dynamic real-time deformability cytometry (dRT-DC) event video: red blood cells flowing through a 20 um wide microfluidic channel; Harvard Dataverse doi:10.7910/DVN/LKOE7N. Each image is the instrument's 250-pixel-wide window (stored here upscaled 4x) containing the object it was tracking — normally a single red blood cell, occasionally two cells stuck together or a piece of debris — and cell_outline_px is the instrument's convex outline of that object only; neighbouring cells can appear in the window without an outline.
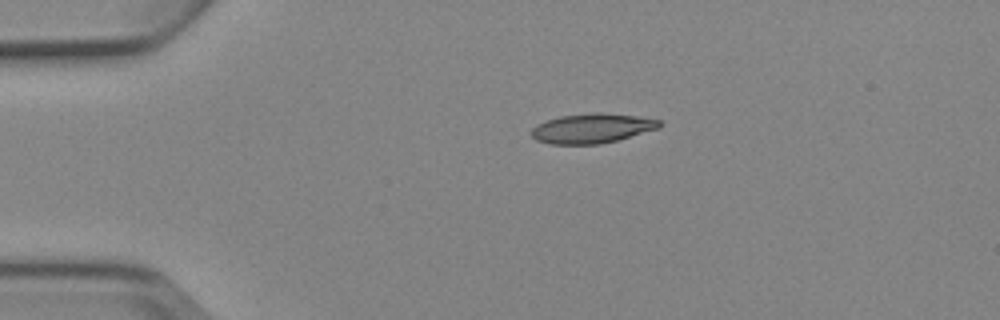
{"species": "Egyptian fruit bat (a non-hibernating species)", "species_latin": "Rousettus aegyptiacus", "temperature_condition": "cold", "stored_images_in_passage": 2, "camera_frame_rate_fps": 3000, "um_per_image_px": 0.085, "animal": {"sex": "female"}, "frame": {"image": 1, "passage_image": 1, "time_ms": 0.0, "image_size_px": [1000, 320], "cell_outline_px": [[660, 128], [616, 140], [600, 144], [552, 144], [536, 140], [532, 136], [532, 128], [536, 124], [560, 116], [596, 112], [600, 112], [636, 116], [660, 120]], "centroid_in_image_um": [50.31, 10.9], "position_along_channel_um": 34.7, "area_um2": 21.91}}